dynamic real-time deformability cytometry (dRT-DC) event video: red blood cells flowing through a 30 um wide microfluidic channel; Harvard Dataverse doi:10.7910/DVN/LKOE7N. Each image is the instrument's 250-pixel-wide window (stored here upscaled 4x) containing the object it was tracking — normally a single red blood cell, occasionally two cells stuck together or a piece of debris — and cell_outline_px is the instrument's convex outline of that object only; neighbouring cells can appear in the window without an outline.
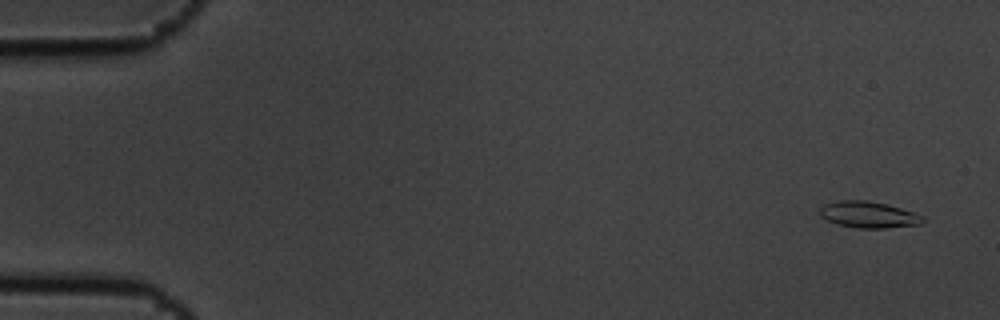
{"species": "common noctule bat (a hibernating species)", "species_latin": "Nyctalus noctula", "temperature_condition": "cold", "stored_images_in_passage": 5, "camera_frame_rate_fps": 3000, "um_per_image_px": 0.085, "animal": {"sex": "male", "body_mass_g": 19.5, "forearm_length_mm": 54.6}, "frame": {"image": 1, "passage_image": 1, "time_ms": 0.0, "image_size_px": [1000, 320], "cell_outline_px": [[924, 220], [920, 224], [884, 228], [856, 228], [840, 224], [828, 220], [820, 216], [820, 208], [824, 204], [836, 200], [868, 200], [888, 204], [924, 216]], "centroid_in_image_um": [73.81, 18.23], "position_along_channel_um": 11.2, "area_um2": 15.78}}
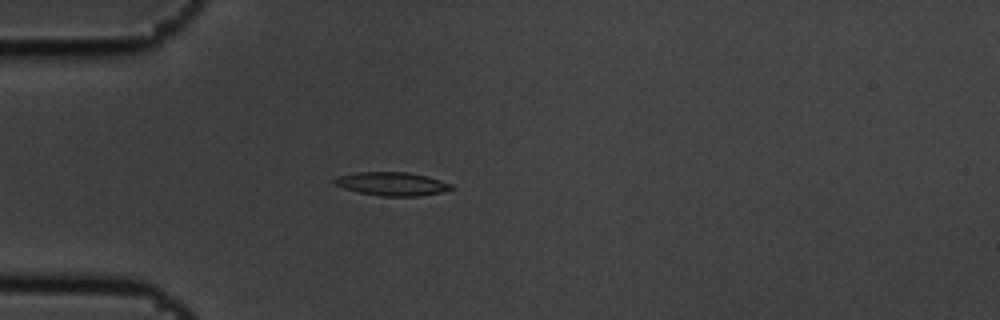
{"frame": {"image": 2, "passage_image": 4, "time_ms": 1.0, "image_size_px": [1000, 320], "cell_outline_px": [[456, 188], [440, 192], [420, 196], [380, 196], [360, 192], [344, 188], [336, 184], [332, 180], [340, 176], [356, 172], [408, 172], [428, 176], [452, 184]], "centroid_in_image_um": [33.36, 15.62], "position_along_channel_um": 51.6, "area_um2": 15.9}}